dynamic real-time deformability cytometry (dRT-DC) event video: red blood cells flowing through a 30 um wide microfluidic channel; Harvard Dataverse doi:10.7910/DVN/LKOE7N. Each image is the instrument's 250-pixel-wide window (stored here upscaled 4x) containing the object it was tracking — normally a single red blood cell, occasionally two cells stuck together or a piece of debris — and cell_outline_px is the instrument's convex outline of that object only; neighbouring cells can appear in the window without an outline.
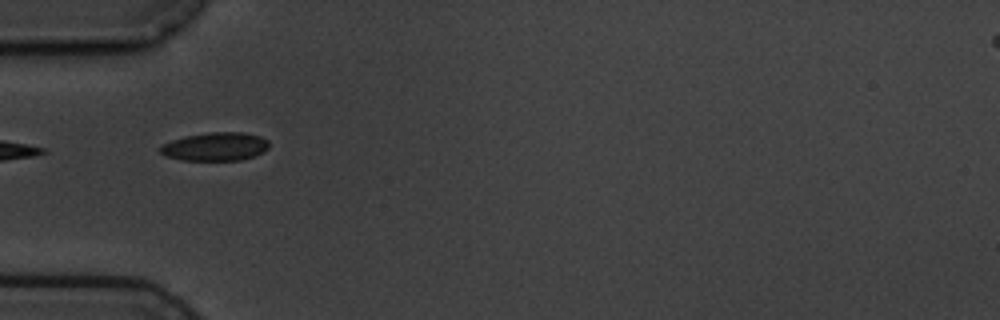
{"species": "common noctule bat (a hibernating species)", "species_latin": "Nyctalus noctula", "temperature_condition": "cold", "stored_images_in_passage": 3, "camera_frame_rate_fps": 3000, "um_per_image_px": 0.085, "animal": {"sex": "male", "body_mass_g": 19.5, "forearm_length_mm": 54.6}, "frame": {"image": 1, "passage_image": 2, "time_ms": 1.333, "image_size_px": [1000, 320], "cell_outline_px": [[268, 148], [264, 152], [256, 156], [240, 160], [180, 160], [164, 156], [160, 152], [160, 144], [184, 136], [208, 132], [244, 132], [260, 136], [268, 140]], "centroid_in_image_um": [18.29, 12.46], "position_along_channel_um": 66.7, "area_um2": 18.26}}
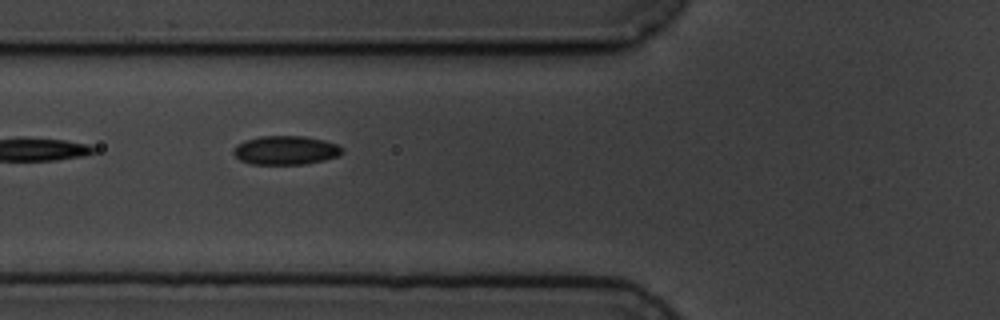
{"frame": {"image": 2, "passage_image": 3, "time_ms": 2.333, "image_size_px": [1000, 320], "cell_outline_px": [[344, 152], [336, 156], [324, 160], [304, 164], [252, 164], [240, 160], [232, 152], [232, 148], [236, 144], [244, 140], [260, 136], [304, 136], [324, 140], [336, 144], [344, 148]], "centroid_in_image_um": [24.26, 12.76], "position_along_channel_um": 101.5, "area_um2": 18.38}}